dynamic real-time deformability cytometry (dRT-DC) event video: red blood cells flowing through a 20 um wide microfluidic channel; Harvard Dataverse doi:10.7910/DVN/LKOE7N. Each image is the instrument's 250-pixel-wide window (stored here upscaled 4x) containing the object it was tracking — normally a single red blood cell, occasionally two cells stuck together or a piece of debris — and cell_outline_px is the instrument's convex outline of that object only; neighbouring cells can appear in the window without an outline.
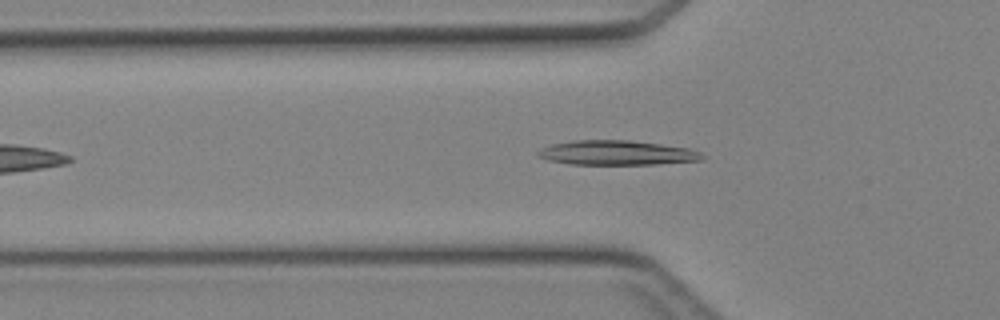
{"species": "Egyptian fruit bat (a non-hibernating species)", "species_latin": "Rousettus aegyptiacus", "temperature_condition": "cold", "stored_images_in_passage": 31, "camera_frame_rate_fps": 3000, "um_per_image_px": 0.085, "animal": {"sex": "female"}, "frame": {"image": 1, "passage_image": 7, "time_ms": 2.0, "image_size_px": [1000, 320], "cell_outline_px": [[704, 160], [656, 164], [572, 164], [548, 160], [536, 156], [536, 152], [540, 148], [552, 144], [572, 140], [628, 140], [660, 144], [688, 148], [700, 152], [704, 156]], "centroid_in_image_um": [52.4, 12.98], "position_along_channel_um": 73.4, "area_um2": 23.52}}
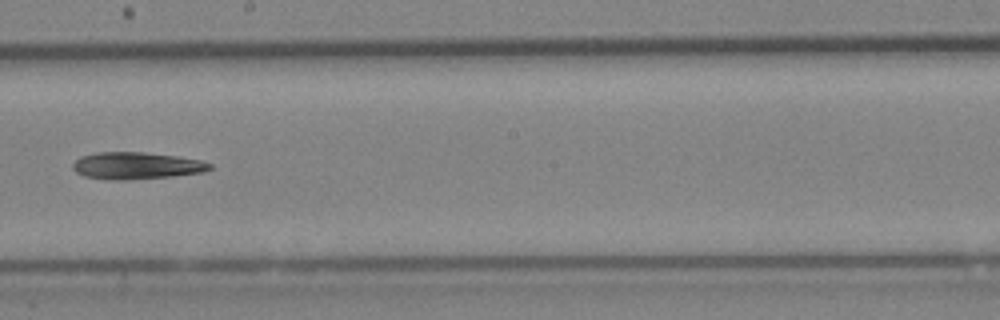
{"frame": {"image": 2, "passage_image": 18, "time_ms": 5.667, "image_size_px": [1000, 320], "cell_outline_px": [[212, 168], [204, 172], [172, 176], [124, 180], [112, 180], [84, 176], [76, 172], [72, 168], [72, 164], [80, 156], [96, 152], [144, 152], [180, 156], [200, 160], [212, 164]], "centroid_in_image_um": [11.59, 14.07], "position_along_channel_um": 236.6, "area_um2": 21.68}}
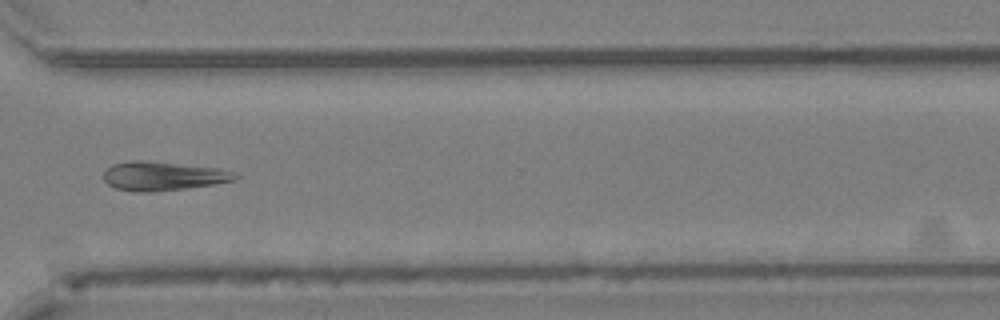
{"frame": {"image": 3, "passage_image": 26, "time_ms": 8.333, "image_size_px": [1000, 320], "cell_outline_px": [[240, 176], [236, 180], [212, 184], [184, 188], [148, 192], [136, 192], [116, 188], [108, 184], [104, 180], [104, 172], [112, 164], [128, 160], [148, 160], [220, 168]], "centroid_in_image_um": [13.82, 14.94], "position_along_channel_um": 356.8, "area_um2": 22.14}}